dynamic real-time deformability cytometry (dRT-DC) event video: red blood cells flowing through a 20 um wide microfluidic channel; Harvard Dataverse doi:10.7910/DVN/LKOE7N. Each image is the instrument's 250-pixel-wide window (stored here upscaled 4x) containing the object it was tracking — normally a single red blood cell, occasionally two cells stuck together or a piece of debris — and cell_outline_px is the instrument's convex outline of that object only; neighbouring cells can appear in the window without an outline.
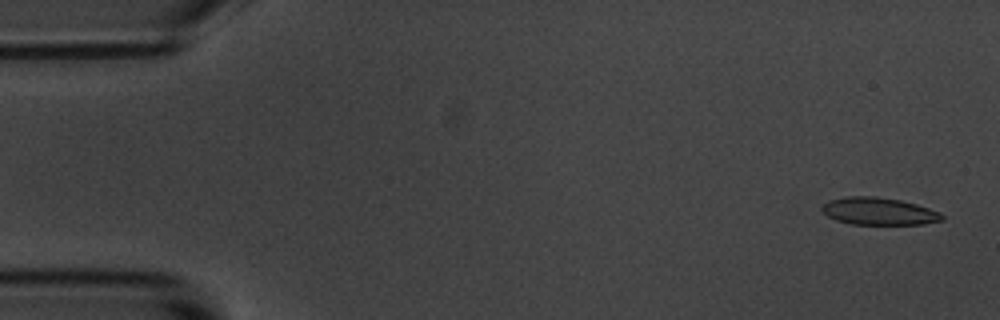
{"species": "common noctule bat (a hibernating species)", "species_latin": "Nyctalus noctula", "temperature_condition": "room temperature", "stored_images_in_passage": 55, "camera_frame_rate_fps": 3000, "um_per_image_px": 0.085, "animal": {"sex": "male", "body_mass_g": 20.1, "forearm_length_mm": 53.5}, "frame": {"image": 1, "passage_image": 2, "time_ms": 0.333, "image_size_px": [1000, 320], "cell_outline_px": [[944, 220], [924, 224], [852, 224], [836, 220], [828, 216], [820, 208], [828, 200], [848, 196], [876, 196], [900, 200], [916, 204], [940, 212], [944, 216]], "centroid_in_image_um": [74.71, 17.95], "position_along_channel_um": 10.3, "area_um2": 19.13}}
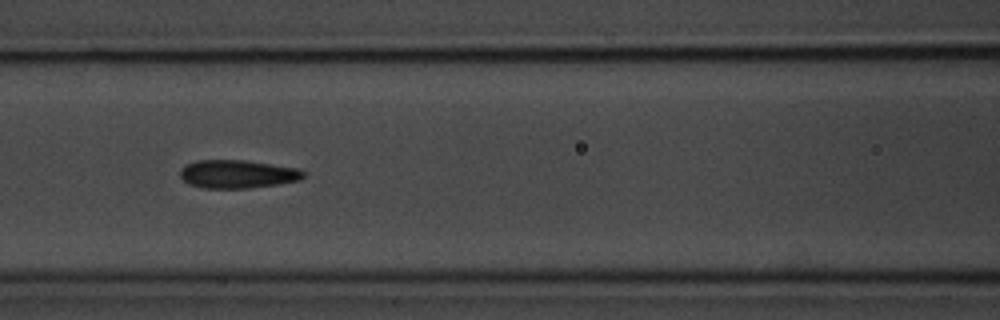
{"frame": {"image": 2, "passage_image": 23, "time_ms": 7.333, "image_size_px": [1000, 320], "cell_outline_px": [[304, 176], [300, 180], [276, 184], [248, 188], [200, 188], [188, 184], [180, 176], [180, 168], [196, 160], [244, 160], [296, 168], [304, 172]], "centroid_in_image_um": [20.13, 14.8], "position_along_channel_um": 146.5, "area_um2": 20.17}}
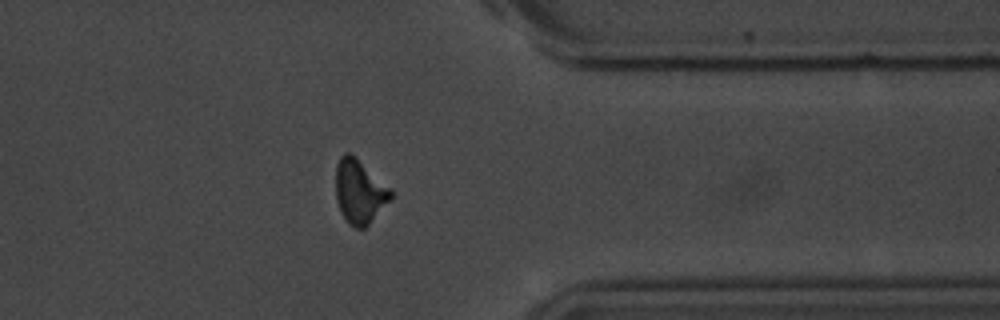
{"frame": {"image": 3, "passage_image": 43, "time_ms": 14.0, "image_size_px": [1000, 320], "cell_outline_px": [[392, 196], [368, 224], [364, 228], [356, 228], [348, 224], [340, 212], [336, 200], [336, 164], [340, 156], [344, 152], [348, 152], [388, 188], [392, 192]], "centroid_in_image_um": [30.48, 16.32], "position_along_channel_um": 380.9, "area_um2": 19.65}, "authors_computed_cell_mechanics": {"area_um2": 19.652, "velocity_mm_per_s": 3.6681, "shape_relaxation_time_tau1_ms": 2.9556, "shape_relaxation_time_tau2_ms": 2.1044, "deformation_change_tau1": 0.119, "deformation_change_tau2": 0.1046}}